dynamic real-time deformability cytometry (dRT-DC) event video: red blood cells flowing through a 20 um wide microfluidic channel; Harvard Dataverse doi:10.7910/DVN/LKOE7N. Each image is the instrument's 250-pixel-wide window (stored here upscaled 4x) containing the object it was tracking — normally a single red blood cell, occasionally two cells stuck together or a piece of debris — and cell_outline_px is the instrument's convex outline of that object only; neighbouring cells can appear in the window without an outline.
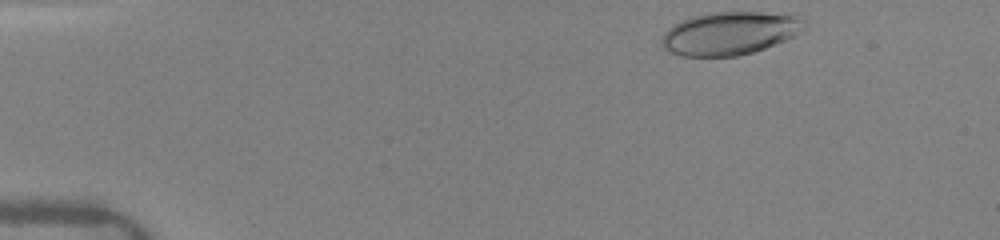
{"species": "human", "species_latin": "Homo sapiens", "temperature_condition": "warm", "stored_images_in_passage": 11, "camera_frame_rate_fps": 3000, "um_per_image_px": 0.085, "donor": {"sex": "female"}, "frame": {"image": 1, "passage_image": 1, "time_ms": 0.0, "image_size_px": [1000, 240], "cell_outline_px": [[808, 28], [784, 40], [764, 48], [752, 52], [736, 56], [680, 56], [668, 52], [660, 44], [660, 40], [664, 32], [668, 28], [680, 20], [692, 16], [712, 12], [760, 12], [796, 16], [804, 20]], "centroid_in_image_um": [61.98, 2.83], "position_along_channel_um": 23.0, "area_um2": 35.84}}
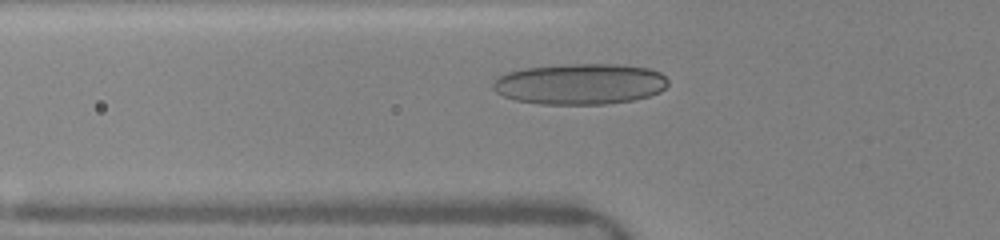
{"frame": {"image": 2, "passage_image": 7, "time_ms": 3.667, "image_size_px": [1000, 240], "cell_outline_px": [[668, 84], [660, 92], [648, 96], [632, 100], [604, 104], [540, 104], [516, 100], [504, 96], [496, 92], [492, 88], [492, 84], [500, 76], [508, 72], [524, 68], [564, 64], [616, 64], [648, 68], [660, 72], [668, 80]], "centroid_in_image_um": [49.31, 7.13], "position_along_channel_um": 76.5, "area_um2": 41.67}}
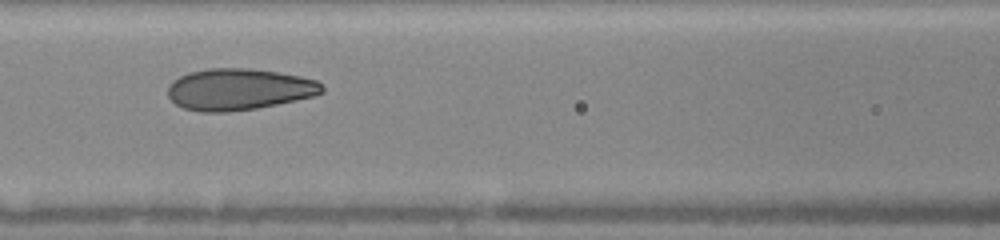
{"frame": {"image": 3, "passage_image": 10, "time_ms": 5.333, "image_size_px": [1000, 240], "cell_outline_px": [[324, 92], [312, 96], [296, 100], [256, 108], [228, 112], [200, 112], [184, 108], [176, 104], [168, 96], [168, 84], [172, 80], [188, 72], [208, 68], [248, 68], [276, 72], [300, 76], [316, 80], [324, 84]], "centroid_in_image_um": [20.29, 7.59], "position_along_channel_um": 146.3, "area_um2": 37.4}}